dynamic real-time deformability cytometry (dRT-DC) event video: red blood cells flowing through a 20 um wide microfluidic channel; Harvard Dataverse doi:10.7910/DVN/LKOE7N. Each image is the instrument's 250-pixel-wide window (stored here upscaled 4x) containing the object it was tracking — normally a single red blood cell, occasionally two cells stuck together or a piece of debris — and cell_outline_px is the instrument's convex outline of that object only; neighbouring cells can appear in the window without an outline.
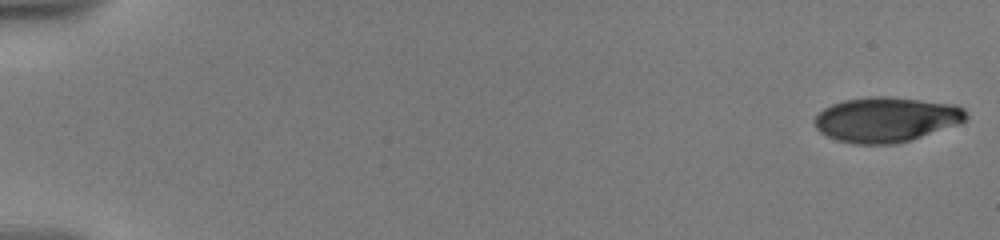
{"species": "human", "species_latin": "Homo sapiens", "temperature_condition": "warm", "stored_images_in_passage": 31, "camera_frame_rate_fps": 3000, "um_per_image_px": 0.085, "donor": {"sex": "male"}, "frame": {"image": 1, "passage_image": 1, "time_ms": 0.0, "image_size_px": [1000, 240], "cell_outline_px": [[968, 116], [960, 124], [896, 144], [852, 144], [836, 140], [820, 132], [816, 128], [812, 120], [824, 108], [832, 104], [844, 100], [876, 96], [884, 96], [956, 104], [964, 108]], "centroid_in_image_um": [75.32, 10.16], "position_along_channel_um": 9.7, "area_um2": 39.71}}
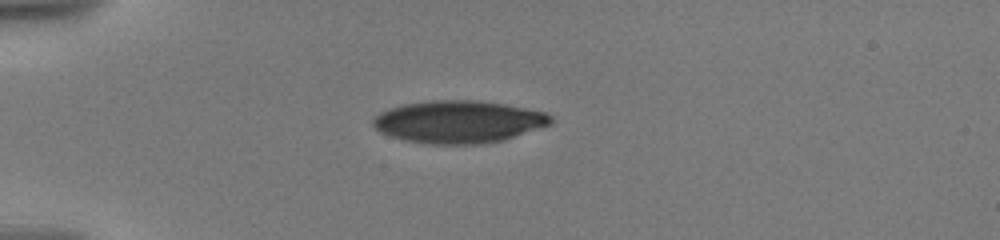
{"frame": {"image": 2, "passage_image": 25, "time_ms": 5.0, "image_size_px": [1000, 240], "cell_outline_px": [[552, 124], [504, 140], [484, 144], [424, 144], [404, 140], [380, 132], [372, 124], [372, 120], [380, 112], [388, 108], [404, 104], [432, 100], [476, 100], [504, 104], [544, 112], [552, 116]], "centroid_in_image_um": [38.97, 10.36], "position_along_channel_um": 46.0, "area_um2": 44.04}}